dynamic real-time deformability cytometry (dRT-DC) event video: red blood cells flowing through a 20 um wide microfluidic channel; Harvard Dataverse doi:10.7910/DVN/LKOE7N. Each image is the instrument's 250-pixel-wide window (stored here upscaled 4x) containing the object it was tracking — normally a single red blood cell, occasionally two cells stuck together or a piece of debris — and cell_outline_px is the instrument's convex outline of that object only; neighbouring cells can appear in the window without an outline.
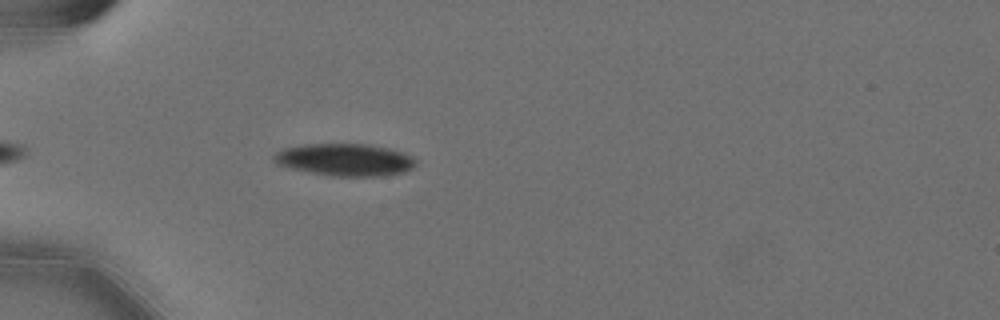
{"species": "Egyptian fruit bat (a non-hibernating species)", "species_latin": "Rousettus aegyptiacus", "temperature_condition": "cold", "stored_images_in_passage": 44, "camera_frame_rate_fps": 3000, "um_per_image_px": 0.085, "animal": {"sex": "female"}, "frame": {"image": 1, "passage_image": 5, "time_ms": 1.333, "image_size_px": [1000, 320], "cell_outline_px": [[412, 168], [400, 172], [380, 176], [332, 176], [308, 172], [276, 164], [272, 160], [272, 156], [276, 152], [284, 148], [304, 144], [368, 144], [388, 148], [400, 152], [408, 156], [412, 160]], "centroid_in_image_um": [29.2, 13.57], "position_along_channel_um": 55.8, "area_um2": 26.24}}
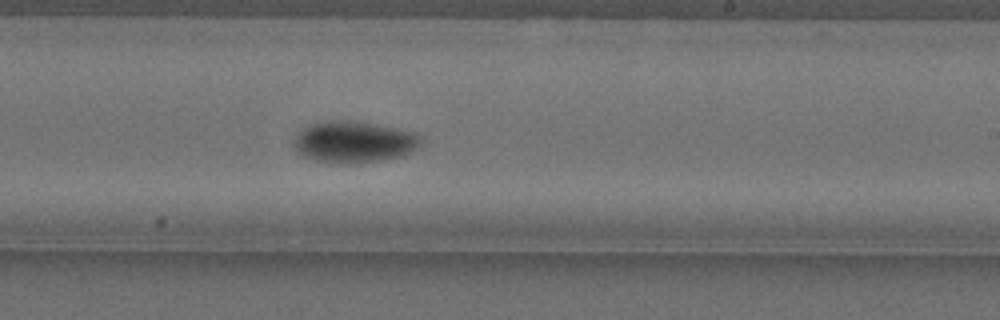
{"frame": {"image": 2, "passage_image": 23, "time_ms": 7.333, "image_size_px": [1000, 320], "cell_outline_px": [[424, 136], [420, 144], [416, 148], [400, 156], [384, 160], [316, 160], [304, 156], [296, 148], [296, 136], [304, 128], [312, 124], [328, 120], [352, 120], [376, 124], [416, 132]], "centroid_in_image_um": [30.17, 11.99], "position_along_channel_um": 258.8, "area_um2": 29.48}}
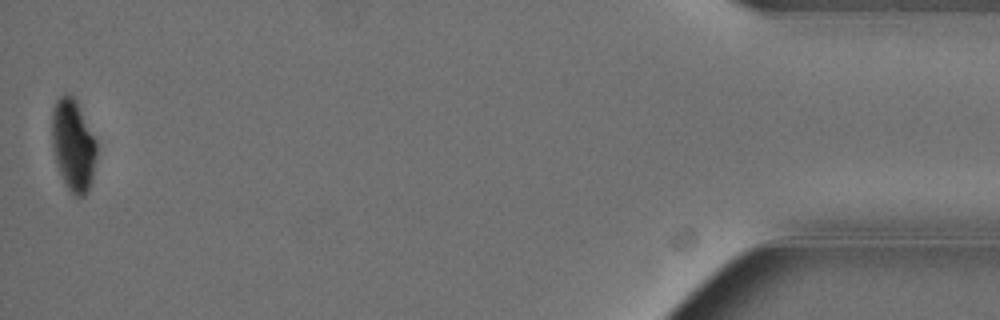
{"frame": {"image": 3, "passage_image": 44, "time_ms": 14.333, "image_size_px": [1000, 320], "cell_outline_px": [[96, 160], [88, 192], [84, 196], [76, 196], [68, 188], [60, 172], [56, 160], [52, 144], [52, 112], [56, 100], [64, 92], [68, 92], [76, 100], [96, 140]], "centroid_in_image_um": [6.22, 12.29], "position_along_channel_um": 429.0, "area_um2": 23.64}, "authors_computed_cell_mechanics": {"area_um2": 27.6573, "velocity_mm_per_s": 3.5896, "shape_relaxation_time_tau1_ms": 3.058, "shape_relaxation_time_tau2_ms": null, "deformation_change_tau1": 0.1078, "deformation_change_tau2": null}}